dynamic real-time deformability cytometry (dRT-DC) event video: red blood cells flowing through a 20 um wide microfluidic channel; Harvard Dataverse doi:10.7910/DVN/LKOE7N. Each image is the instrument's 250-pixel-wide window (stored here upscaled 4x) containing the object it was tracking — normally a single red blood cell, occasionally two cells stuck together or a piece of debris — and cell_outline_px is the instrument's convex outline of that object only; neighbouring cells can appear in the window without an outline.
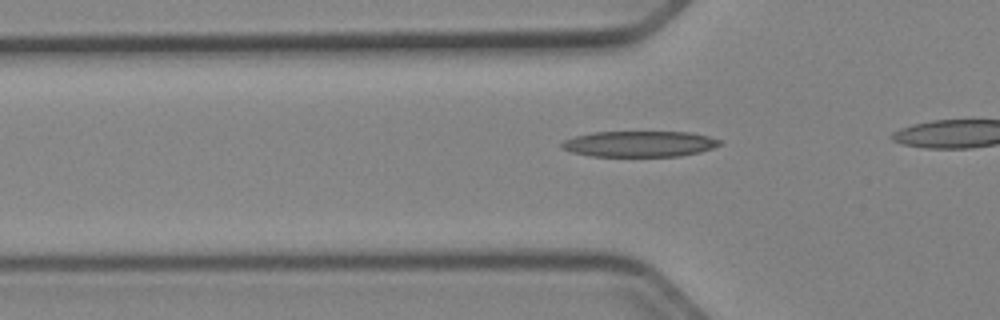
{"species": "Egyptian fruit bat (a non-hibernating species)", "species_latin": "Rousettus aegyptiacus", "temperature_condition": "cold", "stored_images_in_passage": 28, "camera_frame_rate_fps": 3000, "um_per_image_px": 0.085, "animal": {"sex": "female"}, "frame": {"image": 1, "passage_image": 13, "time_ms": 4.0, "image_size_px": [1000, 320], "cell_outline_px": [[720, 144], [712, 148], [700, 152], [680, 156], [592, 156], [572, 152], [560, 148], [560, 144], [564, 140], [576, 136], [592, 132], [692, 132], [708, 136], [720, 140]], "centroid_in_image_um": [54.34, 12.23], "position_along_channel_um": 71.5, "area_um2": 23.76}}
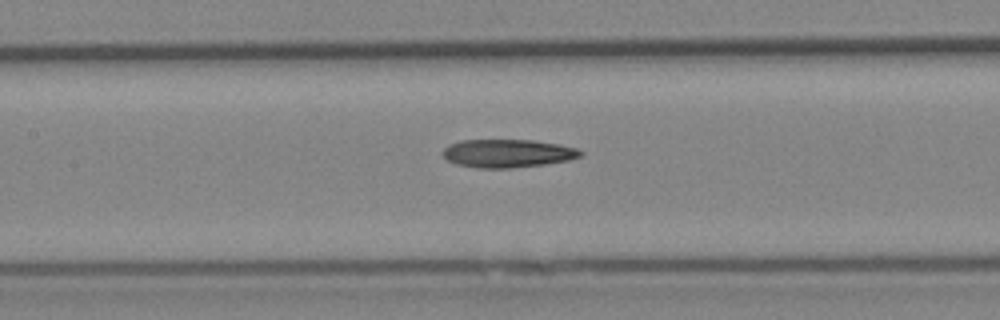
{"frame": {"image": 2, "passage_image": 20, "time_ms": 6.333, "image_size_px": [1000, 320], "cell_outline_px": [[584, 152], [580, 156], [568, 160], [544, 164], [512, 168], [476, 168], [456, 164], [448, 160], [440, 152], [444, 148], [460, 140], [532, 140], [560, 144], [576, 148]], "centroid_in_image_um": [43.14, 13.03], "position_along_channel_um": 164.3, "area_um2": 22.6}}
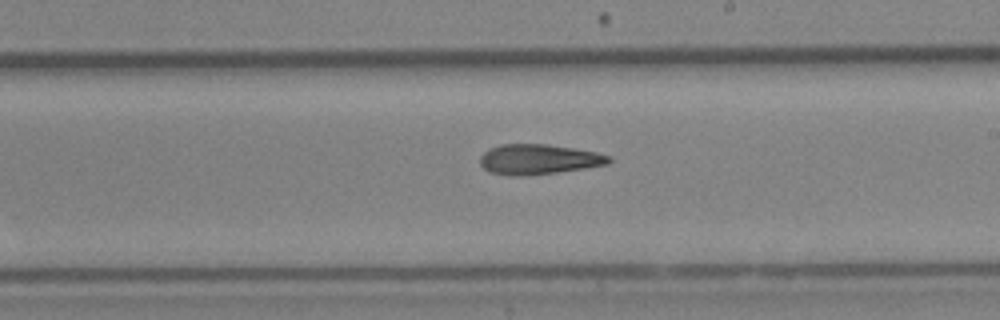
{"frame": {"image": 3, "passage_image": 26, "time_ms": 8.333, "image_size_px": [1000, 320], "cell_outline_px": [[612, 160], [608, 164], [584, 168], [556, 172], [520, 176], [508, 176], [488, 172], [480, 164], [480, 156], [488, 148], [500, 144], [544, 144], [572, 148], [596, 152], [612, 156]], "centroid_in_image_um": [45.75, 13.54], "position_along_channel_um": 243.3, "area_um2": 22.66}}